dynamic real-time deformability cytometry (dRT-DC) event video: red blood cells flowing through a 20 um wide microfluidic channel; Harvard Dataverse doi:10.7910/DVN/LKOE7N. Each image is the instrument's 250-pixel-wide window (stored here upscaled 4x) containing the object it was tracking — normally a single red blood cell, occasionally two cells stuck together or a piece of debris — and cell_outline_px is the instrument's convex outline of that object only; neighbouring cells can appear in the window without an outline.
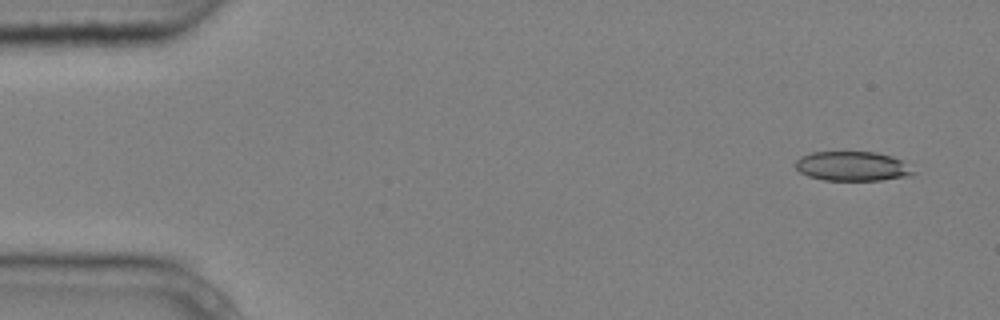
{"species": "common noctule bat (a hibernating species)", "species_latin": "Nyctalus noctula", "temperature_condition": "cold", "stored_images_in_passage": 8, "camera_frame_rate_fps": 3000, "um_per_image_px": 0.085, "animal": {"sex": "male", "body_mass_g": 20.4}, "frame": {"image": 1, "passage_image": 1, "time_ms": 0.0, "image_size_px": [1000, 320], "cell_outline_px": [[916, 172], [908, 176], [880, 180], [824, 180], [808, 176], [800, 172], [796, 168], [796, 160], [800, 156], [812, 152], [876, 152], [892, 156], [900, 160]], "centroid_in_image_um": [72.42, 14.12], "position_along_channel_um": 12.6, "area_um2": 20.11}}
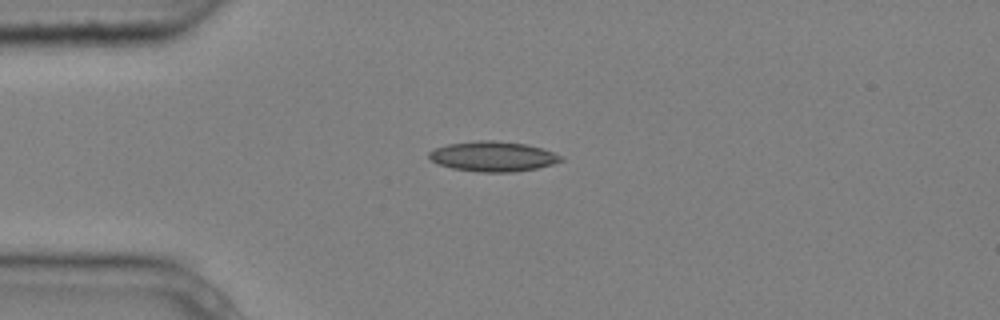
{"frame": {"image": 2, "passage_image": 4, "time_ms": 1.0, "image_size_px": [1000, 320], "cell_outline_px": [[564, 160], [552, 164], [536, 168], [512, 172], [480, 172], [452, 168], [436, 164], [428, 156], [428, 152], [436, 148], [448, 144], [476, 140], [492, 140], [524, 144], [540, 148], [564, 156]], "centroid_in_image_um": [41.88, 13.3], "position_along_channel_um": 43.1, "area_um2": 23.0}}
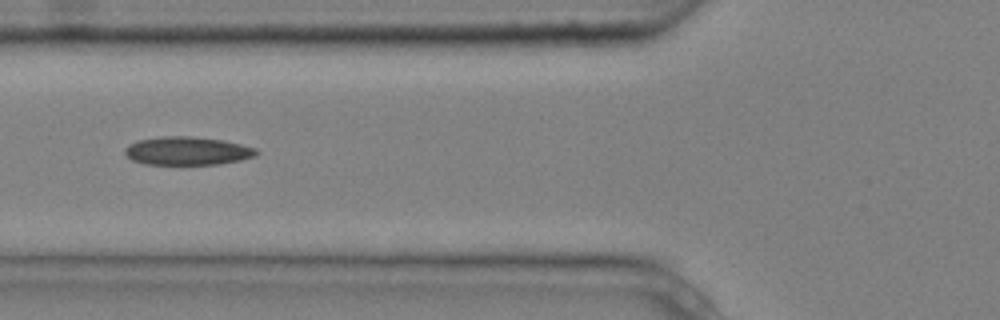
{"frame": {"image": 3, "passage_image": 6, "time_ms": 1.667, "image_size_px": [1000, 320], "cell_outline_px": [[260, 152], [256, 156], [240, 160], [220, 164], [144, 164], [132, 160], [124, 152], [124, 148], [128, 144], [136, 140], [160, 136], [192, 136], [224, 140], [256, 148]], "centroid_in_image_um": [15.91, 12.82], "position_along_channel_um": 109.9, "area_um2": 21.91}}